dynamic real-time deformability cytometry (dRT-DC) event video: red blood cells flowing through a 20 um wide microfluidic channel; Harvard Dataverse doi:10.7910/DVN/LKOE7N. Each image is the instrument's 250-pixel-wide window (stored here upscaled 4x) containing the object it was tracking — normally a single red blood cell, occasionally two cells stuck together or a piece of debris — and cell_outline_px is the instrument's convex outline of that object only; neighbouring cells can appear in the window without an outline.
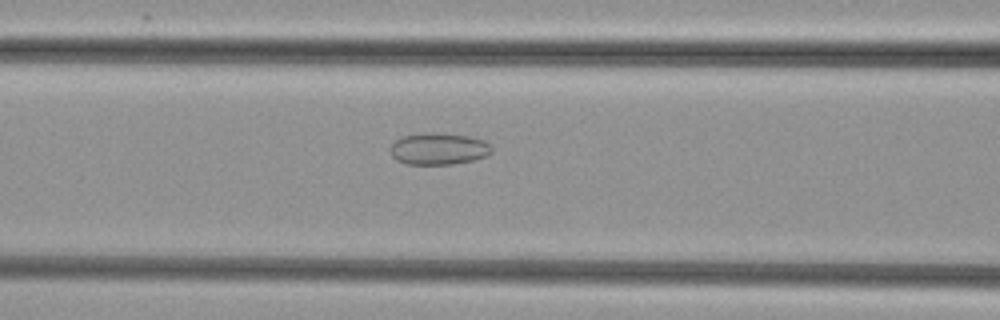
{"species": "common noctule bat (a hibernating species)", "species_latin": "Nyctalus noctula", "temperature_condition": "cold", "stored_images_in_passage": 38, "camera_frame_rate_fps": 3000, "um_per_image_px": 0.085, "animal": {"sex": "female", "body_mass_g": 29.2, "forearm_length_mm": 56.3}, "frame": {"image": 1, "passage_image": 18, "time_ms": 5.667, "image_size_px": [1000, 320], "cell_outline_px": [[492, 152], [488, 156], [472, 160], [452, 164], [408, 164], [396, 160], [392, 156], [392, 144], [396, 140], [404, 136], [428, 132], [432, 132], [468, 136], [484, 140], [492, 148]], "centroid_in_image_um": [37.31, 12.65], "position_along_channel_um": 129.3, "area_um2": 18.61}}
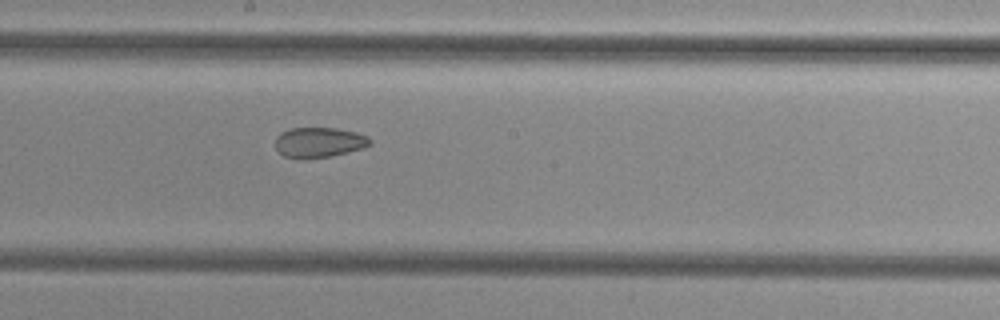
{"frame": {"image": 2, "passage_image": 25, "time_ms": 8.0, "image_size_px": [1000, 320], "cell_outline_px": [[372, 144], [364, 148], [348, 152], [328, 156], [304, 160], [284, 156], [276, 148], [276, 136], [280, 132], [292, 128], [336, 128], [356, 132], [368, 136], [372, 140]], "centroid_in_image_um": [27.13, 12.1], "position_along_channel_um": 221.1, "area_um2": 16.82}}
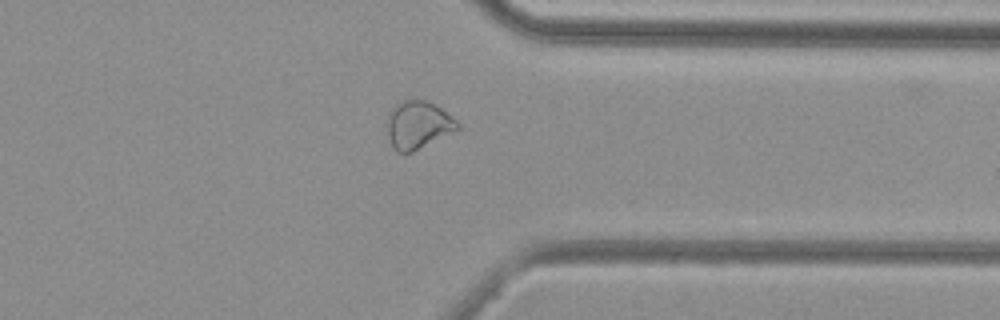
{"frame": {"image": 3, "passage_image": 37, "time_ms": 12.0, "image_size_px": [1000, 320], "cell_outline_px": [[460, 128], [412, 152], [396, 152], [392, 148], [388, 136], [388, 116], [392, 108], [396, 104], [404, 100], [428, 100], [452, 116], [460, 124]], "centroid_in_image_um": [35.53, 10.62], "position_along_channel_um": 375.9, "area_um2": 19.36}}